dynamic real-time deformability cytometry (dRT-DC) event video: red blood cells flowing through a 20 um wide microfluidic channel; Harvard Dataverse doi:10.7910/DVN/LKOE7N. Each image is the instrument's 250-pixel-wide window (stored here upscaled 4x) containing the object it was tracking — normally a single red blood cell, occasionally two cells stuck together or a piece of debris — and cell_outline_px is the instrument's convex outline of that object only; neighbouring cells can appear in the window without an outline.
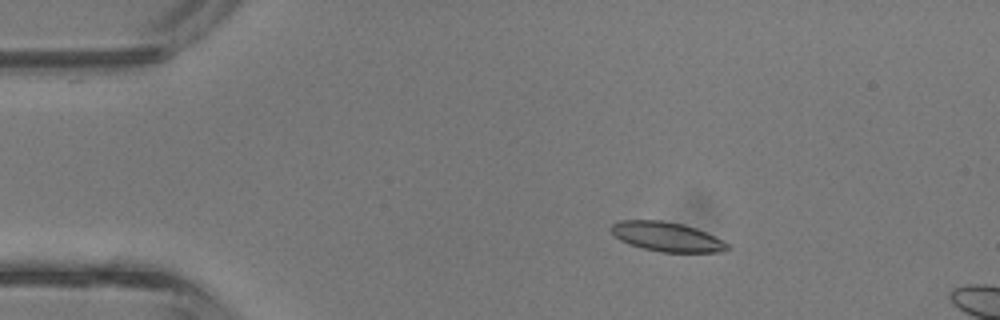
{"species": "common noctule bat (a hibernating species)", "species_latin": "Nyctalus noctula", "temperature_condition": "room temperature", "stored_images_in_passage": 5, "camera_frame_rate_fps": 3000, "um_per_image_px": 0.085, "animal": {"sex": "male", "body_mass_g": 13.3}, "frame": {"image": 1, "passage_image": 1, "time_ms": 0.0, "image_size_px": [1000, 320], "cell_outline_px": [[732, 248], [720, 252], [660, 252], [628, 244], [620, 240], [608, 228], [612, 224], [620, 220], [660, 220], [684, 224], [696, 228], [728, 244]], "centroid_in_image_um": [56.64, 20.12], "position_along_channel_um": 28.4, "area_um2": 19.83}}